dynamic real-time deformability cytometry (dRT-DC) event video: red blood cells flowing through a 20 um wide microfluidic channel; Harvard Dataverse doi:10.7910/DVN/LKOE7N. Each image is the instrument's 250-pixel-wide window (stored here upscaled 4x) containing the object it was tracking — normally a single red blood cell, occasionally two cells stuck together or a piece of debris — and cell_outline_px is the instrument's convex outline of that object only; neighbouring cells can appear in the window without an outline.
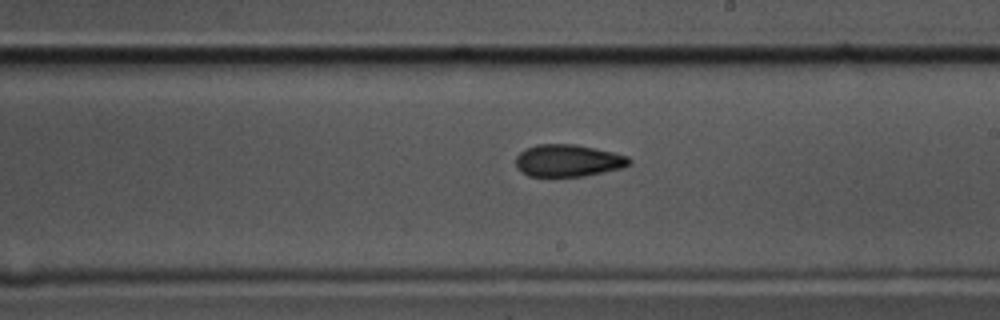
{"species": "common noctule bat (a hibernating species)", "species_latin": "Nyctalus noctula", "temperature_condition": "cold", "stored_images_in_passage": 40, "camera_frame_rate_fps": 3000, "um_per_image_px": 0.085, "animal": {"sex": "male", "body_mass_g": 17.5, "forearm_length_mm": 52.3}, "frame": {"image": 1, "passage_image": 15, "time_ms": 4.667, "image_size_px": [1000, 320], "cell_outline_px": [[632, 164], [624, 168], [584, 176], [528, 176], [520, 172], [516, 168], [516, 156], [524, 148], [536, 144], [576, 144], [612, 152], [628, 156], [632, 160]], "centroid_in_image_um": [48.28, 13.65], "position_along_channel_um": 240.7, "area_um2": 21.56}}
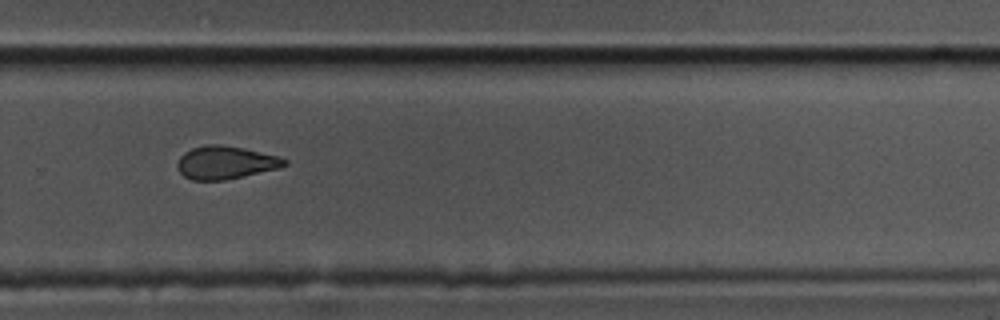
{"frame": {"image": 2, "passage_image": 21, "time_ms": 6.667, "image_size_px": [1000, 320], "cell_outline_px": [[288, 164], [280, 168], [224, 180], [192, 180], [184, 176], [180, 172], [176, 164], [180, 156], [184, 152], [192, 148], [204, 144], [220, 144], [244, 148], [280, 156], [288, 160]], "centroid_in_image_um": [19.18, 13.8], "position_along_channel_um": 310.6, "area_um2": 20.75}}
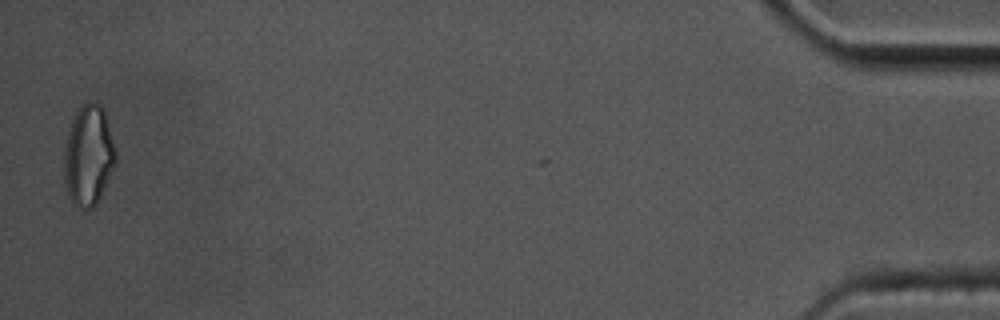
{"frame": {"image": 3, "passage_image": 39, "time_ms": 12.667, "image_size_px": [1000, 320], "cell_outline_px": [[116, 164], [96, 204], [92, 208], [76, 208], [72, 204], [68, 196], [64, 180], [64, 152], [68, 132], [72, 120], [76, 112], [84, 104], [92, 100], [100, 104], [104, 108], [116, 148]], "centroid_in_image_um": [7.53, 13.22], "position_along_channel_um": 427.7, "area_um2": 30.46}}